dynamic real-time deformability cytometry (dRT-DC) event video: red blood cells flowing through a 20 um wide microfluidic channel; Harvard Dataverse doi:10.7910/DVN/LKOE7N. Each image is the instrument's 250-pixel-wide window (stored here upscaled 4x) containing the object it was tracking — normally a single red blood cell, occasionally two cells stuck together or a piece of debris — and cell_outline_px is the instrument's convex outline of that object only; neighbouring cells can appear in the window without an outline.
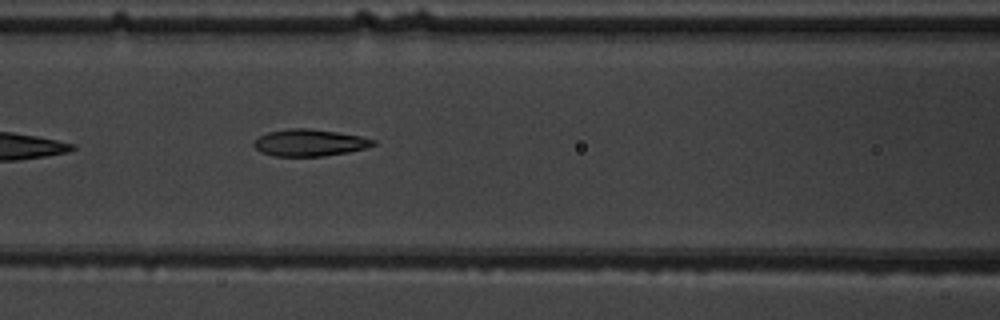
{"species": "common noctule bat (a hibernating species)", "species_latin": "Nyctalus noctula", "temperature_condition": "warm", "stored_images_in_passage": 6, "camera_frame_rate_fps": 3000, "um_per_image_px": 0.085, "animal": {"sex": "male", "body_mass_g": 19.5, "forearm_length_mm": 54.6}, "frame": {"image": 1, "passage_image": 6, "time_ms": 6.667, "image_size_px": [1000, 320], "cell_outline_px": [[376, 144], [368, 148], [348, 152], [324, 156], [272, 156], [260, 152], [252, 144], [260, 136], [268, 132], [288, 128], [308, 128], [336, 132], [360, 136], [376, 140]], "centroid_in_image_um": [26.32, 12.13], "position_along_channel_um": 140.3, "area_um2": 18.73}}